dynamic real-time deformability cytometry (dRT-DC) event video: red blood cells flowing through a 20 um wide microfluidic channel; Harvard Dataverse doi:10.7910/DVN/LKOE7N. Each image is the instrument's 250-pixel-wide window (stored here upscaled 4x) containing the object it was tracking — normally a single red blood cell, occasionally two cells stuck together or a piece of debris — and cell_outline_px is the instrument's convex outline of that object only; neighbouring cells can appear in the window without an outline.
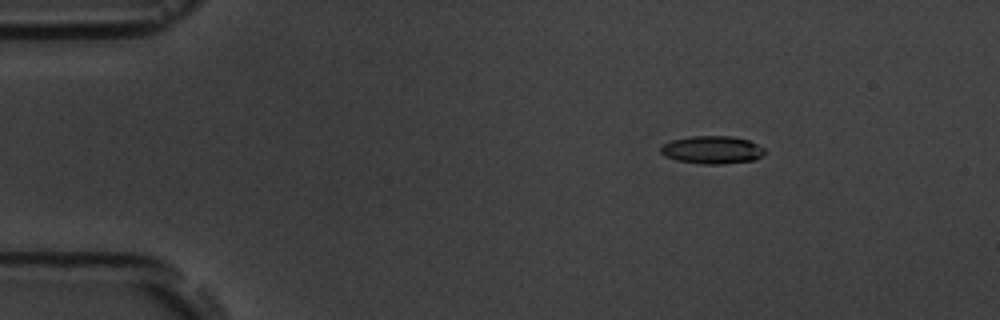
{"species": "common noctule bat (a hibernating species)", "species_latin": "Nyctalus noctula", "temperature_condition": "room temperature", "stored_images_in_passage": 5, "camera_frame_rate_fps": 3000, "um_per_image_px": 0.085, "animal": {"sex": "male", "body_mass_g": 19.5, "forearm_length_mm": 54.6}, "frame": {"image": 1, "passage_image": 2, "time_ms": 1.333, "image_size_px": [1000, 320], "cell_outline_px": [[768, 152], [756, 160], [724, 164], [704, 164], [676, 160], [664, 156], [660, 152], [660, 148], [664, 144], [672, 140], [692, 136], [732, 136], [748, 140], [764, 148]], "centroid_in_image_um": [60.57, 12.74], "position_along_channel_um": 24.4, "area_um2": 16.99}}
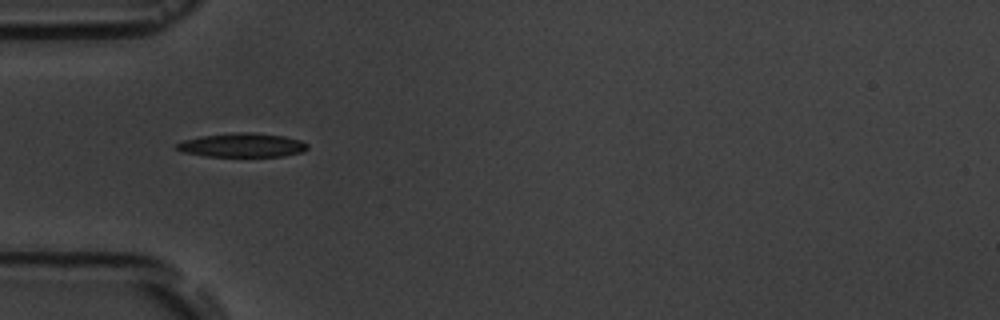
{"frame": {"image": 2, "passage_image": 4, "time_ms": 4.333, "image_size_px": [1000, 320], "cell_outline_px": [[308, 148], [300, 152], [284, 156], [204, 156], [184, 152], [176, 148], [176, 144], [184, 140], [200, 136], [236, 132], [252, 132], [284, 136], [300, 140], [308, 144]], "centroid_in_image_um": [20.59, 12.33], "position_along_channel_um": 64.4, "area_um2": 18.15}}
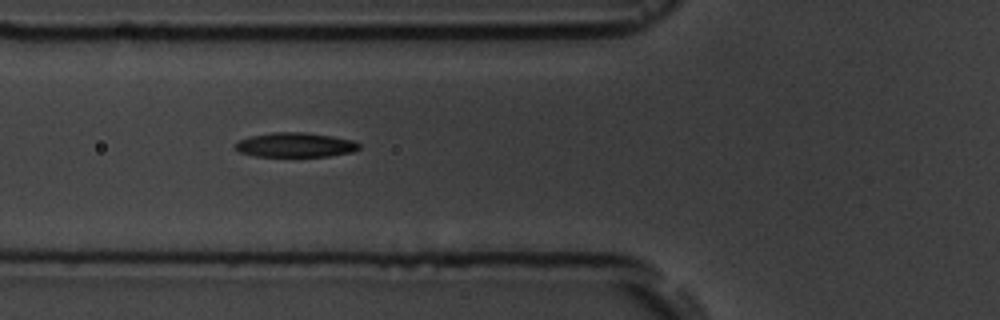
{"frame": {"image": 3, "passage_image": 5, "time_ms": 5.333, "image_size_px": [1000, 320], "cell_outline_px": [[360, 148], [352, 152], [328, 156], [256, 156], [240, 152], [236, 148], [236, 144], [240, 140], [252, 136], [272, 132], [304, 132], [332, 136], [352, 140], [360, 144]], "centroid_in_image_um": [25.13, 12.31], "position_along_channel_um": 100.7, "area_um2": 17.46}}